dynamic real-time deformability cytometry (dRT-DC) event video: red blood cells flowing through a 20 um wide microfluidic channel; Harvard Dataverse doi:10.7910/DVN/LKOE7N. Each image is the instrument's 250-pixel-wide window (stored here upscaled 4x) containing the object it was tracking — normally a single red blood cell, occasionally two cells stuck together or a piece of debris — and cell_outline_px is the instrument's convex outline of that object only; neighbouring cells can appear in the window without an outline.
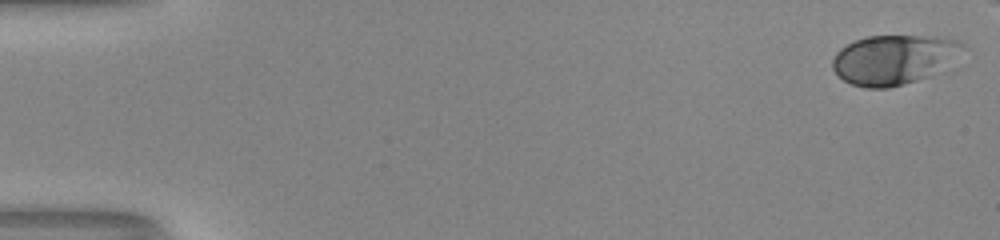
{"species": "human", "species_latin": "Homo sapiens", "temperature_condition": "room temperature", "stored_images_in_passage": 44, "camera_frame_rate_fps": 3000, "um_per_image_px": 0.085, "donor": {"sex": "male"}, "frame": {"image": 1, "passage_image": 1, "time_ms": 0.0, "image_size_px": [1000, 240], "cell_outline_px": [[968, 48], [944, 72], [932, 76], [904, 84], [888, 88], [864, 88], [852, 84], [844, 80], [832, 68], [832, 60], [836, 52], [840, 48], [856, 40], [868, 36], [936, 36], [960, 40]], "centroid_in_image_um": [76.09, 5.07], "position_along_channel_um": 8.9, "area_um2": 38.55}}
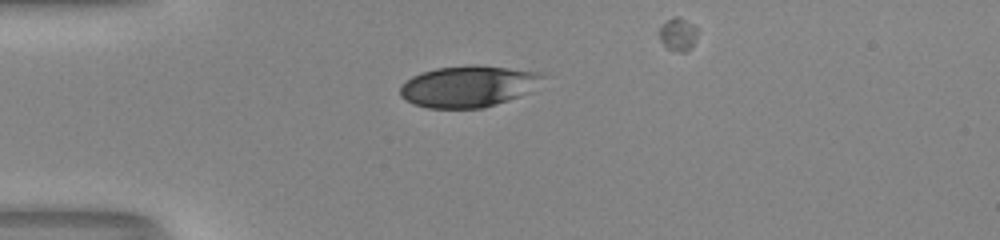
{"frame": {"image": 2, "passage_image": 15, "time_ms": 4.667, "image_size_px": [1000, 240], "cell_outline_px": [[544, 76], [532, 92], [484, 108], [428, 108], [412, 104], [400, 96], [400, 88], [412, 76], [420, 72], [436, 68], [472, 64], [476, 64], [544, 72]], "centroid_in_image_um": [39.83, 7.33], "position_along_channel_um": 45.2, "area_um2": 34.68}}
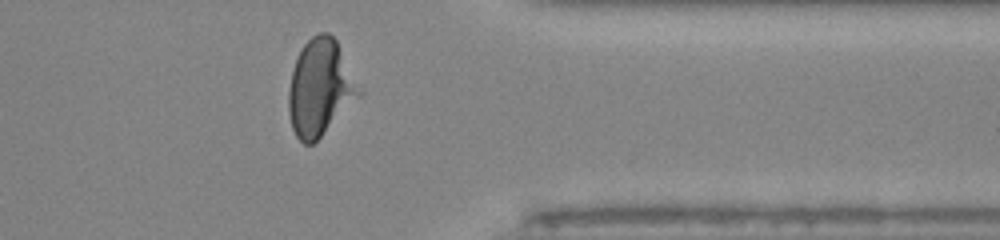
{"frame": {"image": 3, "passage_image": 43, "time_ms": 14.0, "image_size_px": [1000, 240], "cell_outline_px": [[364, 92], [312, 144], [304, 144], [296, 136], [292, 128], [288, 112], [288, 92], [292, 72], [300, 48], [312, 36], [320, 32], [328, 32], [336, 40]], "centroid_in_image_um": [27.21, 7.44], "position_along_channel_um": 384.2, "area_um2": 39.3}}